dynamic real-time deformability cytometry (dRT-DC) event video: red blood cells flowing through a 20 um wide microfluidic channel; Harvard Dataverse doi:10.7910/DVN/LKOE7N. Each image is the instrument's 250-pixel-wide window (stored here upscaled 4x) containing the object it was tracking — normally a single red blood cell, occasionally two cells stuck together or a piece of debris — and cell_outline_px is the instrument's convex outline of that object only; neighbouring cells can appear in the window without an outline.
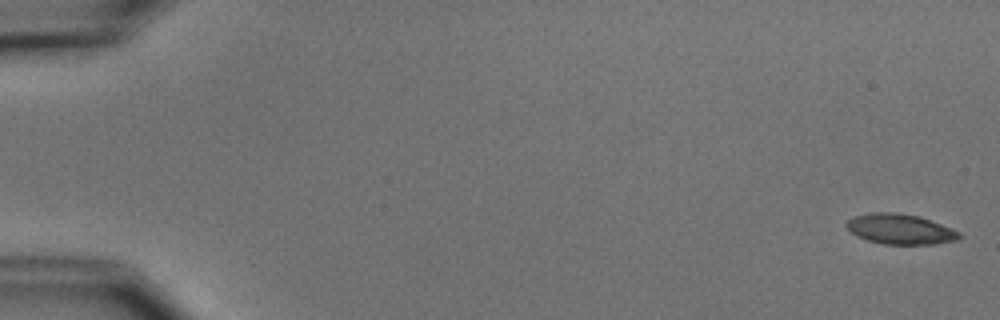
{"species": "common noctule bat (a hibernating species)", "species_latin": "Nyctalus noctula", "temperature_condition": "cold", "stored_images_in_passage": 6, "camera_frame_rate_fps": 3000, "um_per_image_px": 0.085, "animal": {"sex": "male", "body_mass_g": 15.6}, "frame": {"image": 1, "passage_image": 1, "time_ms": 0.0, "image_size_px": [1000, 320], "cell_outline_px": [[960, 236], [956, 240], [932, 244], [884, 244], [868, 240], [856, 236], [844, 224], [848, 220], [856, 216], [872, 212], [896, 212], [920, 216], [960, 232]], "centroid_in_image_um": [76.49, 19.47], "position_along_channel_um": 8.5, "area_um2": 19.65}}
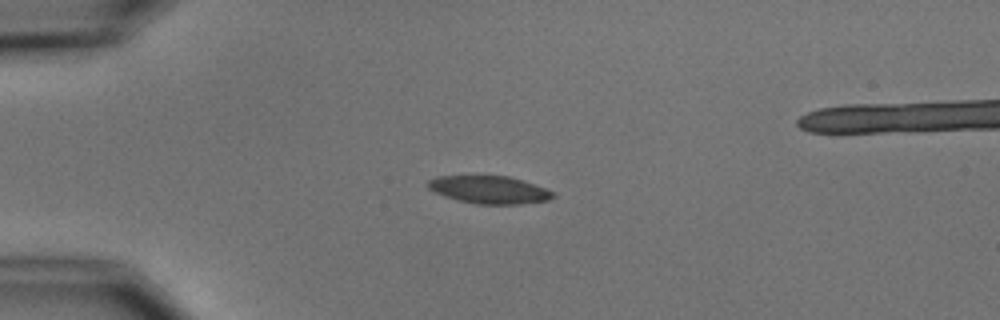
{"frame": {"image": 2, "passage_image": 4, "time_ms": 4.333, "image_size_px": [1000, 320], "cell_outline_px": [[556, 196], [548, 200], [520, 204], [476, 204], [444, 196], [428, 188], [424, 184], [428, 180], [436, 176], [508, 176], [544, 188], [552, 192]], "centroid_in_image_um": [41.53, 16.13], "position_along_channel_um": 43.5, "area_um2": 19.94}}